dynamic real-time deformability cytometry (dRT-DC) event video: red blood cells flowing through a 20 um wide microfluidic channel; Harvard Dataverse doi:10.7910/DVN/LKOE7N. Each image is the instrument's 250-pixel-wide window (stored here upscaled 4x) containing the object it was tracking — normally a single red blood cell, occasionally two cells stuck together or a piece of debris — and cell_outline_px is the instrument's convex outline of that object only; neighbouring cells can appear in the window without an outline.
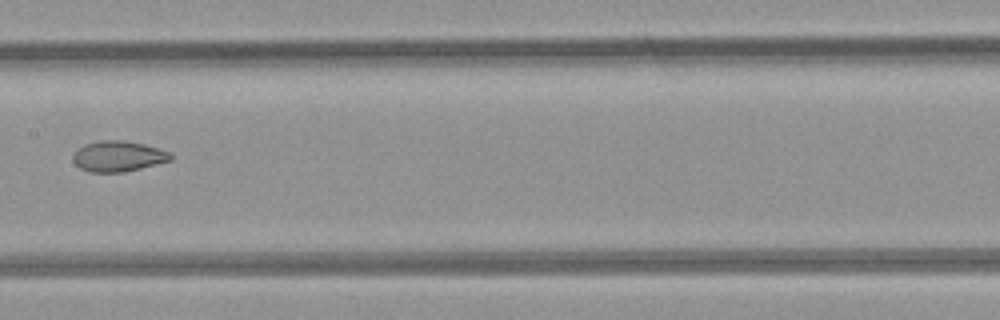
{"species": "common noctule bat (a hibernating species)", "species_latin": "Nyctalus noctula", "temperature_condition": "room temperature", "stored_images_in_passage": 8, "camera_frame_rate_fps": 3000, "um_per_image_px": 0.085, "animal": {"sex": "female", "body_mass_g": 21.9}, "frame": {"image": 1, "passage_image": 7, "time_ms": 8.0, "image_size_px": [1000, 320], "cell_outline_px": [[172, 160], [124, 172], [88, 172], [80, 168], [72, 160], [72, 156], [84, 144], [100, 140], [124, 140], [144, 144], [160, 148], [172, 152]], "centroid_in_image_um": [10.07, 13.27], "position_along_channel_um": 197.3, "area_um2": 17.51}}
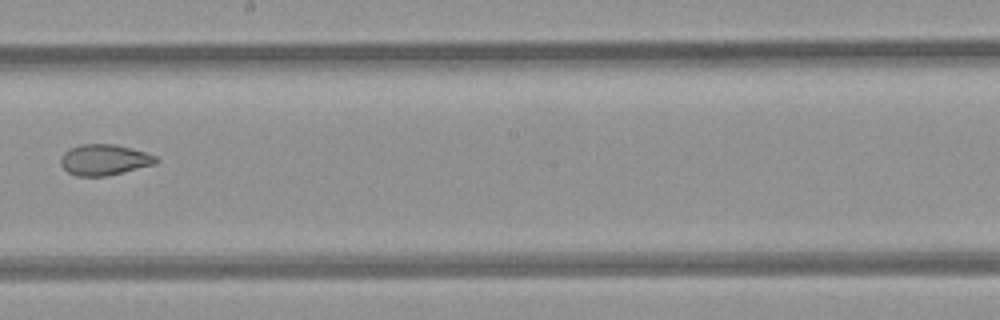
{"frame": {"image": 2, "passage_image": 8, "time_ms": 9.0, "image_size_px": [1000, 320], "cell_outline_px": [[160, 160], [156, 164], [108, 176], [76, 176], [68, 172], [60, 164], [60, 156], [64, 152], [80, 144], [116, 144], [132, 148], [156, 156]], "centroid_in_image_um": [8.88, 13.58], "position_along_channel_um": 239.3, "area_um2": 17.28}}